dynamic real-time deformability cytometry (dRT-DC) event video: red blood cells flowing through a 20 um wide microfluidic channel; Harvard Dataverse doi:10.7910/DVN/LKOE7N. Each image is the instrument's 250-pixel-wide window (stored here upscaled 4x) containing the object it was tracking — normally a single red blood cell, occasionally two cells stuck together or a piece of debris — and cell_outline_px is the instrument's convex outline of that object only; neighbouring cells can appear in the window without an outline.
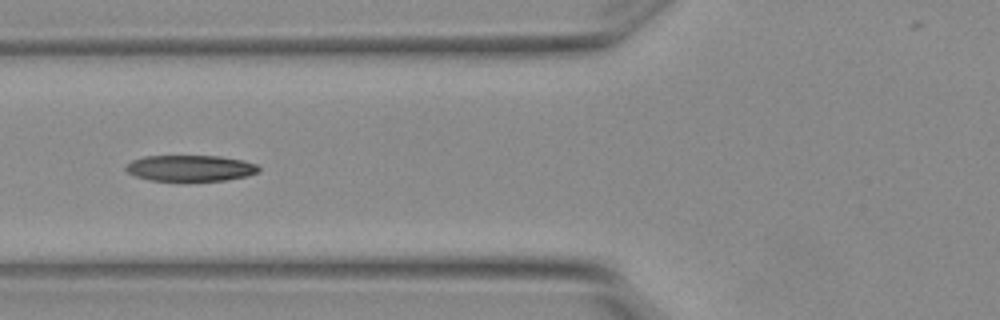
{"species": "Egyptian fruit bat (a non-hibernating species)", "species_latin": "Rousettus aegyptiacus", "temperature_condition": "warm", "stored_images_in_passage": 7, "camera_frame_rate_fps": 3000, "um_per_image_px": 0.085, "animal": {"sex": "female"}, "frame": {"image": 1, "passage_image": 6, "time_ms": 1.667, "image_size_px": [1000, 320], "cell_outline_px": [[260, 172], [248, 176], [228, 180], [148, 180], [136, 176], [128, 172], [124, 168], [132, 160], [144, 156], [220, 156], [244, 160], [256, 164], [260, 168]], "centroid_in_image_um": [16.22, 14.28], "position_along_channel_um": 109.6, "area_um2": 20.17}}
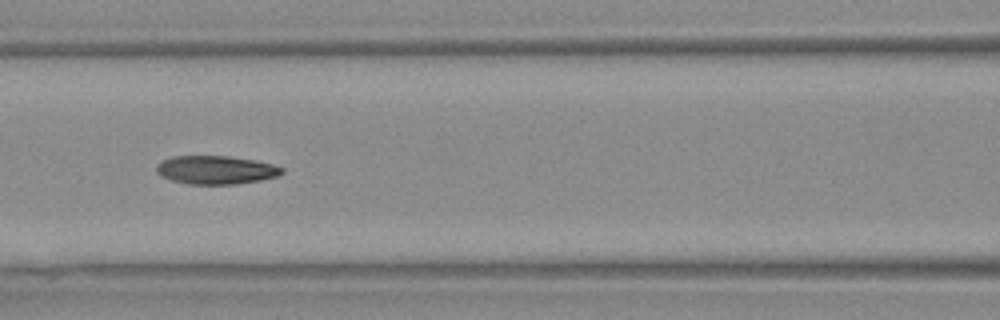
{"frame": {"image": 2, "passage_image": 7, "time_ms": 2.0, "image_size_px": [1000, 320], "cell_outline_px": [[284, 172], [276, 176], [260, 180], [236, 184], [188, 184], [172, 180], [160, 176], [156, 172], [156, 164], [172, 156], [228, 156], [252, 160], [272, 164], [284, 168]], "centroid_in_image_um": [18.32, 14.44], "position_along_channel_um": 148.3, "area_um2": 20.69}}